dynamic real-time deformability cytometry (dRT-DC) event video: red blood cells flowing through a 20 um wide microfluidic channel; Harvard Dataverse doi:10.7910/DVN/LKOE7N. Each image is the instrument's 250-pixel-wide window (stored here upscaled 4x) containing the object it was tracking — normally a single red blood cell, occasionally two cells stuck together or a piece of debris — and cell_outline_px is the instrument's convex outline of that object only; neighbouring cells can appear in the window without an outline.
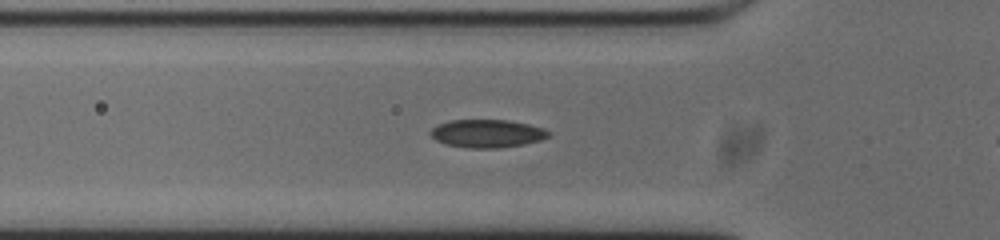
{"species": "common noctule bat (a hibernating species)", "species_latin": "Nyctalus noctula", "temperature_condition": "cold", "stored_images_in_passage": 29, "camera_frame_rate_fps": 3000, "um_per_image_px": 0.085, "animal": {"sex": "male", "body_mass_g": 20.0, "forearm_length_mm": 53.3}, "frame": {"image": 1, "passage_image": 3, "time_ms": 0.667, "image_size_px": [1000, 240], "cell_outline_px": [[552, 132], [548, 136], [540, 140], [524, 144], [496, 148], [468, 148], [444, 144], [436, 140], [432, 136], [432, 128], [440, 124], [452, 120], [508, 120], [528, 124], [544, 128]], "centroid_in_image_um": [41.44, 11.35], "position_along_channel_um": 84.4, "area_um2": 19.13}}
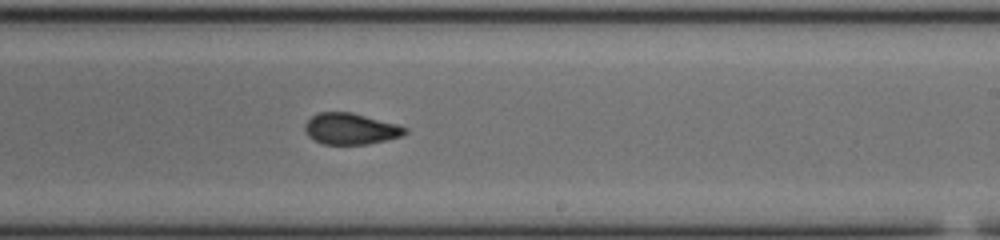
{"frame": {"image": 2, "passage_image": 17, "time_ms": 5.333, "image_size_px": [1000, 240], "cell_outline_px": [[408, 132], [404, 136], [368, 144], [324, 144], [308, 136], [304, 128], [304, 124], [312, 116], [320, 112], [352, 112], [396, 124], [408, 128]], "centroid_in_image_um": [29.83, 10.95], "position_along_channel_um": 259.2, "area_um2": 18.21}}
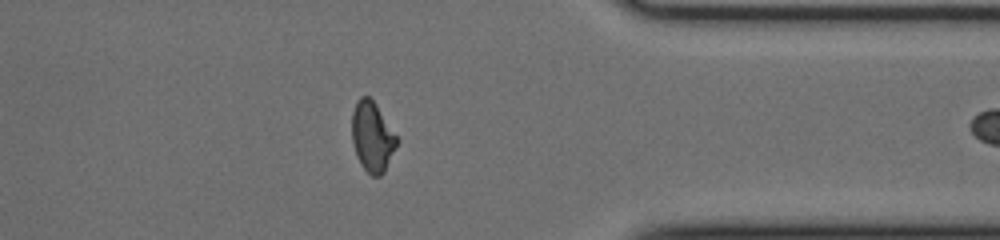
{"frame": {"image": 3, "passage_image": 28, "time_ms": 9.0, "image_size_px": [1000, 240], "cell_outline_px": [[400, 140], [384, 172], [380, 176], [372, 176], [360, 164], [356, 156], [352, 140], [352, 112], [356, 100], [360, 96], [368, 96], [376, 104]], "centroid_in_image_um": [31.65, 11.62], "position_along_channel_um": 379.8, "area_um2": 18.5}}